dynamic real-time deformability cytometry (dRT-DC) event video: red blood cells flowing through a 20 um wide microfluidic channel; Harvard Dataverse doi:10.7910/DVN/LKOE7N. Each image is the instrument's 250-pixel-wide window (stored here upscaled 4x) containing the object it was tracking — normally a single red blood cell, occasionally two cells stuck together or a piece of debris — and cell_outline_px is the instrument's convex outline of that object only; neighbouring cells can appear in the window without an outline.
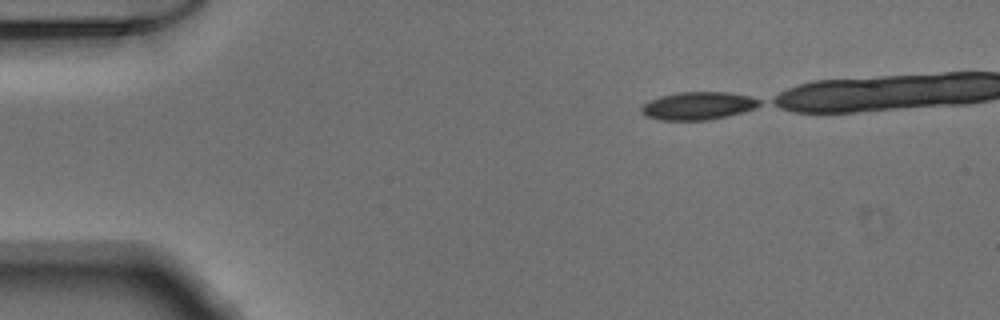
{"species": "Egyptian fruit bat (a non-hibernating species)", "species_latin": "Rousettus aegyptiacus", "temperature_condition": "warm", "stored_images_in_passage": 35, "camera_frame_rate_fps": 3000, "um_per_image_px": 0.085, "animal": {"sex": "male"}, "frame": {"image": 1, "passage_image": 1, "time_ms": 0.0, "image_size_px": [1000, 320], "cell_outline_px": [[760, 104], [752, 108], [728, 116], [708, 120], [660, 120], [648, 116], [640, 108], [644, 104], [660, 96], [676, 92], [728, 92], [748, 96], [760, 100]], "centroid_in_image_um": [59.33, 8.99], "position_along_channel_um": 25.7, "area_um2": 18.79}}
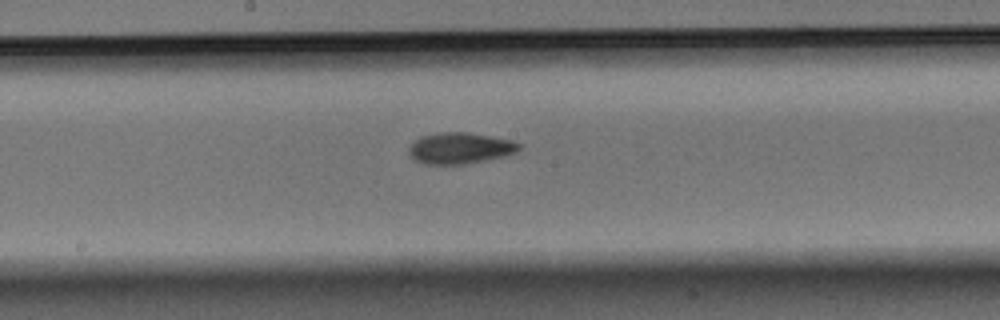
{"frame": {"image": 2, "passage_image": 20, "time_ms": 6.333, "image_size_px": [1000, 320], "cell_outline_px": [[520, 148], [516, 152], [504, 156], [464, 164], [424, 164], [416, 160], [408, 152], [408, 148], [420, 136], [440, 132], [468, 132], [512, 140], [520, 144]], "centroid_in_image_um": [39.09, 12.58], "position_along_channel_um": 209.1, "area_um2": 19.88}}
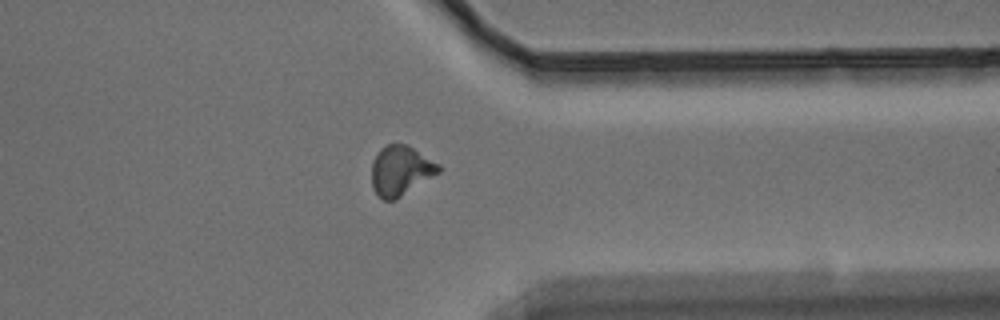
{"frame": {"image": 3, "passage_image": 33, "time_ms": 10.667, "image_size_px": [1000, 320], "cell_outline_px": [[440, 172], [396, 200], [384, 200], [376, 196], [372, 188], [372, 160], [380, 148], [388, 144], [408, 144], [440, 164]], "centroid_in_image_um": [34.04, 14.51], "position_along_channel_um": 377.4, "area_um2": 19.71}}